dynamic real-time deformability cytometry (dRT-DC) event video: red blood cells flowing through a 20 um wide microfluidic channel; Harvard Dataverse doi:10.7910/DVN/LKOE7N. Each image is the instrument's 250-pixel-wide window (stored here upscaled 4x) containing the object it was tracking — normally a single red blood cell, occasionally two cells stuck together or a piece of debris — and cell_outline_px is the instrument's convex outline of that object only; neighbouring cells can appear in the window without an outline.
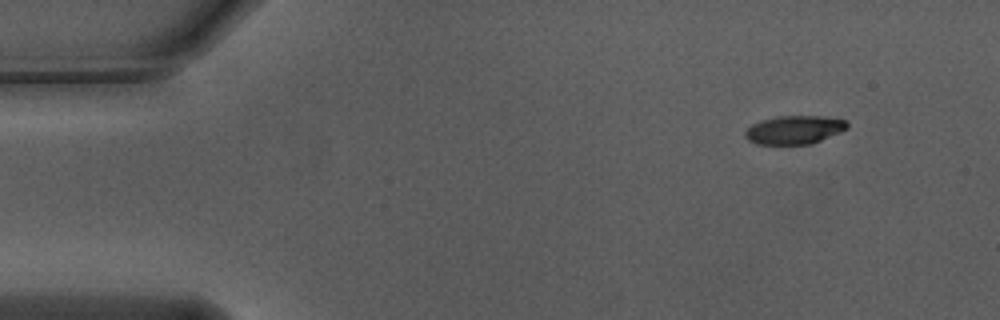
{"species": "Egyptian fruit bat (a non-hibernating species)", "species_latin": "Rousettus aegyptiacus", "temperature_condition": "warm", "stored_images_in_passage": 51, "camera_frame_rate_fps": 3000, "um_per_image_px": 0.085, "animal": {"sex": "male"}, "frame": {"image": 1, "passage_image": 1, "time_ms": 0.0, "image_size_px": [1000, 320], "cell_outline_px": [[848, 128], [840, 132], [812, 144], [756, 144], [748, 140], [744, 136], [744, 132], [752, 124], [764, 120], [780, 116], [824, 116], [848, 120]], "centroid_in_image_um": [67.55, 11.04], "position_along_channel_um": 17.5, "area_um2": 16.94}}
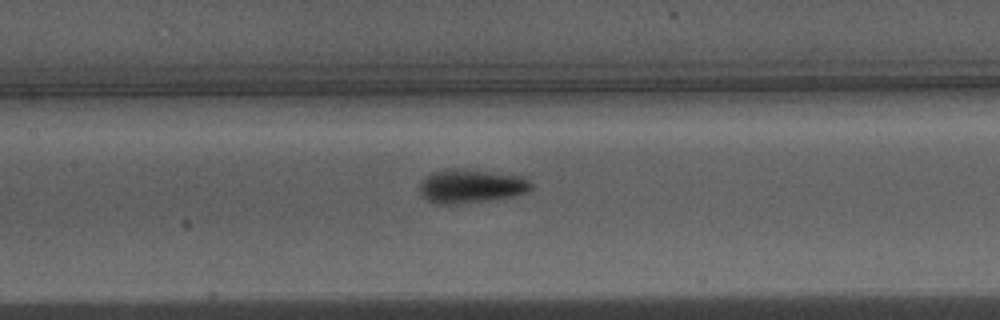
{"frame": {"image": 2, "passage_image": 21, "time_ms": 6.667, "image_size_px": [1000, 320], "cell_outline_px": [[532, 188], [528, 192], [512, 196], [484, 200], [452, 204], [436, 204], [428, 200], [420, 192], [420, 180], [432, 172], [444, 168], [464, 168], [524, 176], [532, 184]], "centroid_in_image_um": [40.02, 15.79], "position_along_channel_um": 167.4, "area_um2": 22.02}}
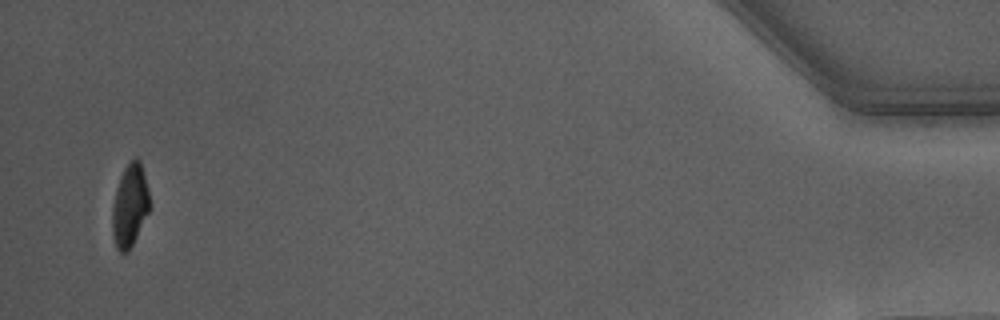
{"frame": {"image": 3, "passage_image": 49, "time_ms": 16.0, "image_size_px": [1000, 320], "cell_outline_px": [[148, 212], [128, 252], [120, 252], [116, 248], [112, 232], [112, 204], [116, 188], [120, 176], [124, 168], [136, 156], [140, 160], [148, 192]], "centroid_in_image_um": [10.99, 17.47], "position_along_channel_um": 424.2, "area_um2": 17.57}, "authors_computed_cell_mechanics": {"area_um2": 19.7676, "velocity_mm_per_s": 3.7314, "shape_relaxation_time_tau1_ms": 3.2149, "shape_relaxation_time_tau2_ms": 2.853, "deformation_change_tau1": 0.1847, "deformation_change_tau2": 0.0667}}